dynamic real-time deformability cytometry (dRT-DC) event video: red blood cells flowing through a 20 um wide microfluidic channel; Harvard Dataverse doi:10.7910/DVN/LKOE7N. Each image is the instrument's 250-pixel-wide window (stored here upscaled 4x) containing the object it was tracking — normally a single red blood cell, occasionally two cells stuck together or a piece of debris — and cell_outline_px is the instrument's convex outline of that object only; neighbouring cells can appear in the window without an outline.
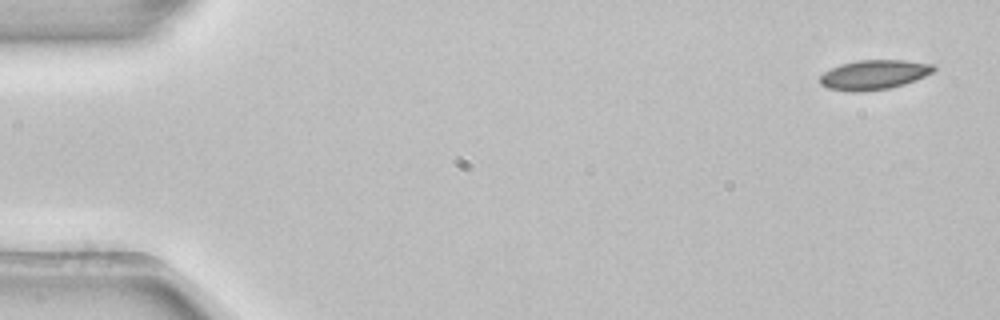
{"species": "common noctule bat (a hibernating species)", "species_latin": "Nyctalus noctula", "temperature_condition": "room temperature", "stored_images_in_passage": 5, "camera_frame_rate_fps": 3000, "um_per_image_px": 0.085, "animal": {"sex": "female", "body_mass_g": 22.7, "forearm_length_mm": 54.2}, "frame": {"image": 1, "passage_image": 1, "time_ms": 0.0, "image_size_px": [1000, 320], "cell_outline_px": [[936, 68], [932, 72], [924, 76], [904, 84], [888, 88], [860, 92], [848, 92], [828, 88], [820, 84], [820, 76], [824, 72], [840, 64], [860, 60], [904, 60], [932, 64]], "centroid_in_image_um": [74.25, 6.35], "position_along_channel_um": 10.7, "area_um2": 19.48}}
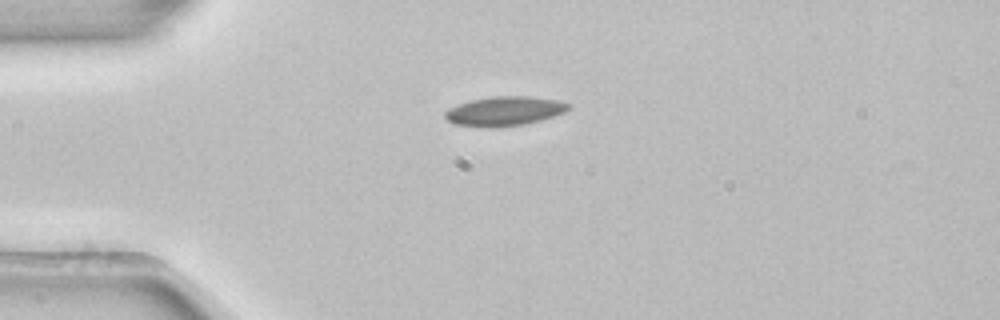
{"frame": {"image": 2, "passage_image": 3, "time_ms": 0.667, "image_size_px": [1000, 320], "cell_outline_px": [[572, 104], [564, 112], [540, 120], [524, 124], [496, 128], [484, 128], [452, 124], [444, 116], [444, 112], [448, 108], [472, 100], [492, 96], [528, 96], [560, 100]], "centroid_in_image_um": [42.85, 9.45], "position_along_channel_um": 42.1, "area_um2": 21.27}}